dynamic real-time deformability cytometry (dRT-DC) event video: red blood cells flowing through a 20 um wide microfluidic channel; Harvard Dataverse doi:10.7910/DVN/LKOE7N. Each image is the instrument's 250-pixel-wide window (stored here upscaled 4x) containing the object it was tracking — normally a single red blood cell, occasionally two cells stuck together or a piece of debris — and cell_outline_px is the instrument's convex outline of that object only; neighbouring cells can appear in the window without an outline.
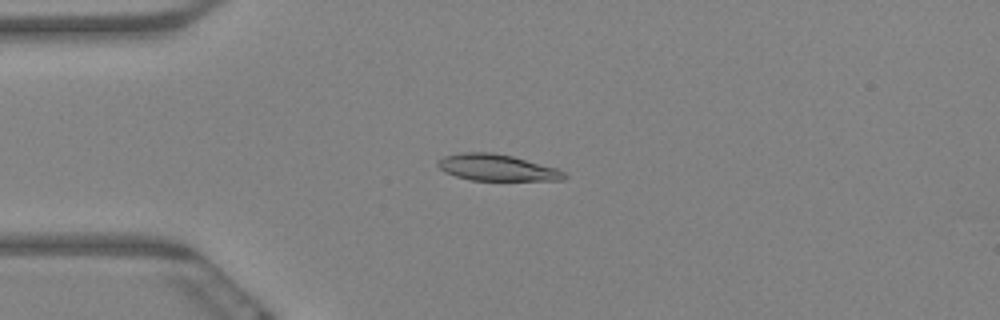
{"species": "Egyptian fruit bat (a non-hibernating species)", "species_latin": "Rousettus aegyptiacus", "temperature_condition": "warm", "stored_images_in_passage": 58, "camera_frame_rate_fps": 3000, "um_per_image_px": 0.085, "animal": {"sex": "female"}, "frame": {"image": 1, "passage_image": 12, "time_ms": 3.667, "image_size_px": [1000, 320], "cell_outline_px": [[568, 176], [564, 180], [472, 180], [456, 176], [444, 172], [436, 164], [436, 160], [444, 156], [460, 152], [492, 152], [512, 156], [556, 168], [564, 172]], "centroid_in_image_um": [42.2, 14.24], "position_along_channel_um": 42.8, "area_um2": 19.48}}
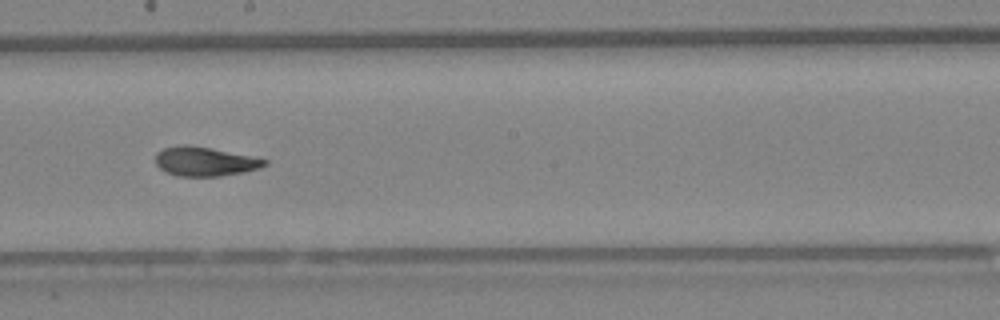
{"frame": {"image": 2, "passage_image": 31, "time_ms": 10.0, "image_size_px": [1000, 320], "cell_outline_px": [[268, 164], [260, 168], [244, 172], [220, 176], [176, 176], [164, 172], [156, 164], [156, 152], [164, 148], [180, 144], [188, 144], [212, 148], [268, 160]], "centroid_in_image_um": [17.38, 13.72], "position_along_channel_um": 230.8, "area_um2": 18.67}}
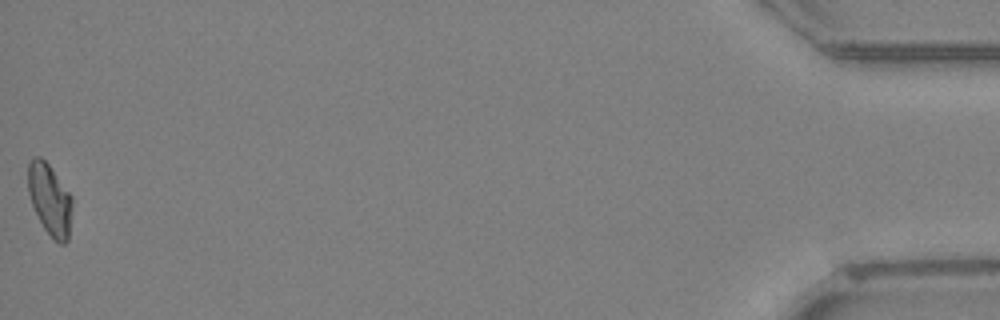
{"frame": {"image": 3, "passage_image": 58, "time_ms": 19.0, "image_size_px": [1000, 320], "cell_outline_px": [[72, 204], [68, 240], [64, 244], [60, 244], [44, 228], [32, 204], [28, 192], [28, 164], [36, 156], [40, 156], [48, 164], [72, 196]], "centroid_in_image_um": [4.24, 16.95], "position_along_channel_um": 431.0, "area_um2": 17.98}, "authors_computed_cell_mechanics": {"area_um2": 19.0162, "velocity_mm_per_s": 3.3239, "shape_relaxation_time_tau1_ms": 6.3574, "shape_relaxation_time_tau2_ms": 2.3299, "deformation_change_tau1": 0.1854, "deformation_change_tau2": 0.0848}}